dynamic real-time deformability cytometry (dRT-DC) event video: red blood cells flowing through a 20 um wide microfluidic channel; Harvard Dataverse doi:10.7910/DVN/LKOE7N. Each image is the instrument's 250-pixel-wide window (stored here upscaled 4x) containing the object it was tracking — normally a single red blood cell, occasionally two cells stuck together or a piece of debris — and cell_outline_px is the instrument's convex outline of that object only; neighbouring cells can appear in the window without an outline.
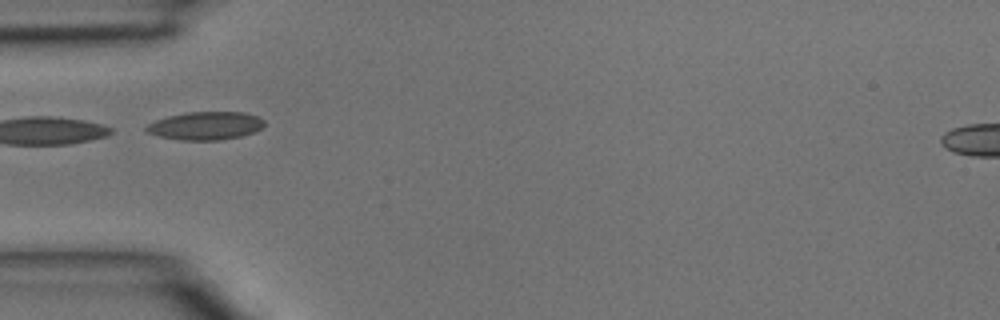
{"species": "common noctule bat (a hibernating species)", "species_latin": "Nyctalus noctula", "temperature_condition": "room temperature", "stored_images_in_passage": 3, "camera_frame_rate_fps": 3000, "um_per_image_px": 0.085, "animal": {"sex": "male", "body_mass_g": 15.6}, "frame": {"image": 1, "passage_image": 2, "time_ms": 0.333, "image_size_px": [1000, 320], "cell_outline_px": [[264, 124], [256, 132], [240, 136], [220, 140], [180, 140], [160, 136], [148, 132], [144, 128], [148, 124], [156, 120], [168, 116], [184, 112], [244, 112], [256, 116], [264, 120]], "centroid_in_image_um": [17.47, 10.68], "position_along_channel_um": 67.5, "area_um2": 19.25}}